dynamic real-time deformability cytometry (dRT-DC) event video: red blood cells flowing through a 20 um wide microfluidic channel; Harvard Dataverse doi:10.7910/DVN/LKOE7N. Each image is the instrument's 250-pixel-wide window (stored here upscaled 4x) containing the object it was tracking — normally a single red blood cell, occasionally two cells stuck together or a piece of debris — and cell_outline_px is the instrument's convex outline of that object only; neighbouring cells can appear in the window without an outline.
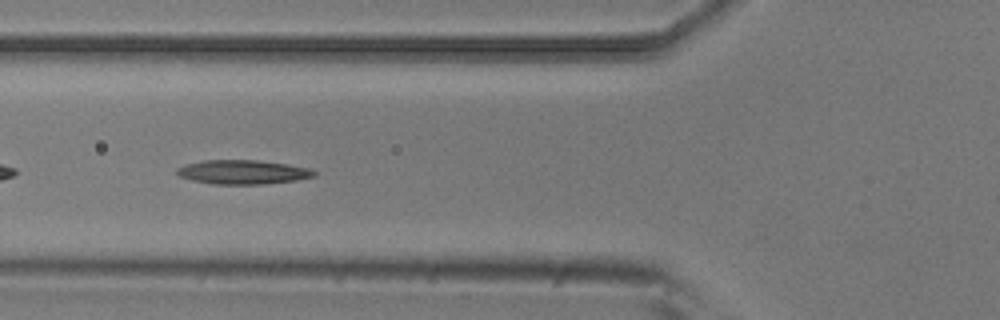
{"species": "common noctule bat (a hibernating species)", "species_latin": "Nyctalus noctula", "temperature_condition": "room temperature", "stored_images_in_passage": 7, "camera_frame_rate_fps": 3000, "um_per_image_px": 0.085, "animal": {"sex": "male", "body_mass_g": 20.5, "forearm_length_mm": 52.5}, "frame": {"image": 1, "passage_image": 5, "time_ms": 1.333, "image_size_px": [1000, 320], "cell_outline_px": [[316, 176], [296, 180], [260, 184], [212, 184], [192, 180], [180, 176], [176, 172], [176, 168], [188, 164], [204, 160], [256, 160], [288, 164], [308, 168], [316, 172]], "centroid_in_image_um": [20.64, 14.62], "position_along_channel_um": 105.2, "area_um2": 19.13}}
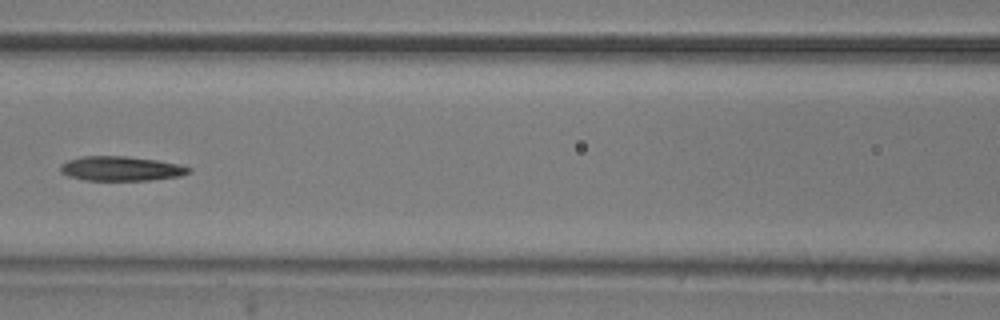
{"frame": {"image": 2, "passage_image": 6, "time_ms": 1.667, "image_size_px": [1000, 320], "cell_outline_px": [[192, 172], [180, 176], [148, 180], [84, 180], [68, 176], [60, 172], [60, 164], [68, 160], [80, 156], [124, 156], [156, 160], [180, 164], [192, 168]], "centroid_in_image_um": [10.28, 14.33], "position_along_channel_um": 156.3, "area_um2": 18.44}}
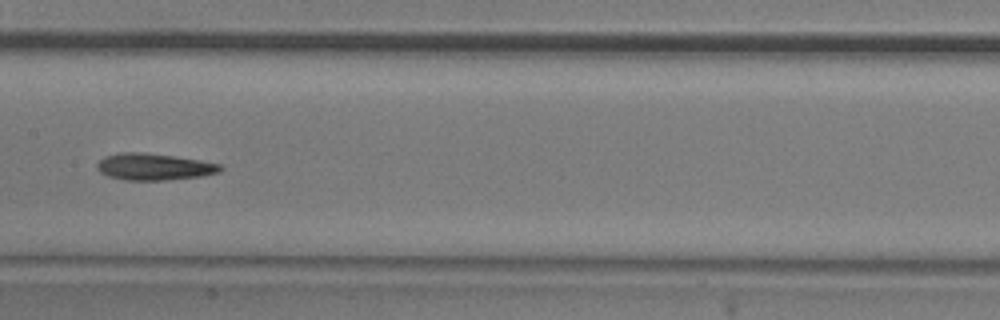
{"frame": {"image": 3, "passage_image": 7, "time_ms": 2.0, "image_size_px": [1000, 320], "cell_outline_px": [[224, 168], [220, 172], [200, 176], [164, 180], [124, 180], [108, 176], [100, 172], [96, 168], [96, 164], [104, 156], [120, 152], [144, 152], [200, 160], [220, 164]], "centroid_in_image_um": [13.06, 14.17], "position_along_channel_um": 194.3, "area_um2": 19.19}}